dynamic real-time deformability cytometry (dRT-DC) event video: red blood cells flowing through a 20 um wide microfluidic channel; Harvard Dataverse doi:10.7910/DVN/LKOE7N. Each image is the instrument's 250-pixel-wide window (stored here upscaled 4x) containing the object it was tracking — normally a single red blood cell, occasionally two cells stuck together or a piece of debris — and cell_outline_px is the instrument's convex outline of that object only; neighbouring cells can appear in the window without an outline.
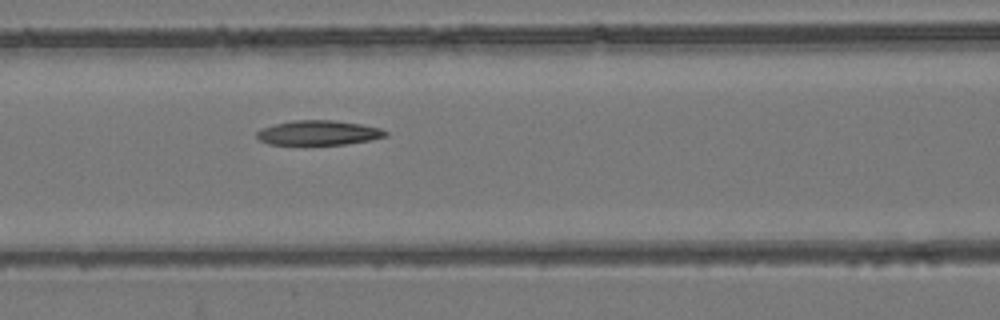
{"species": "common noctule bat (a hibernating species)", "species_latin": "Nyctalus noctula", "temperature_condition": "room temperature", "stored_images_in_passage": 3, "camera_frame_rate_fps": 3000, "um_per_image_px": 0.085, "animal": {"sex": "female", "body_mass_g": 24.6, "forearm_length_mm": 56.2}, "frame": {"image": 1, "passage_image": 3, "time_ms": 0.667, "image_size_px": [1000, 320], "cell_outline_px": [[388, 136], [372, 140], [344, 144], [268, 144], [260, 140], [256, 136], [256, 132], [260, 128], [292, 120], [332, 120], [360, 124], [380, 128], [388, 132]], "centroid_in_image_um": [27.08, 11.28], "position_along_channel_um": 139.5, "area_um2": 18.44}}